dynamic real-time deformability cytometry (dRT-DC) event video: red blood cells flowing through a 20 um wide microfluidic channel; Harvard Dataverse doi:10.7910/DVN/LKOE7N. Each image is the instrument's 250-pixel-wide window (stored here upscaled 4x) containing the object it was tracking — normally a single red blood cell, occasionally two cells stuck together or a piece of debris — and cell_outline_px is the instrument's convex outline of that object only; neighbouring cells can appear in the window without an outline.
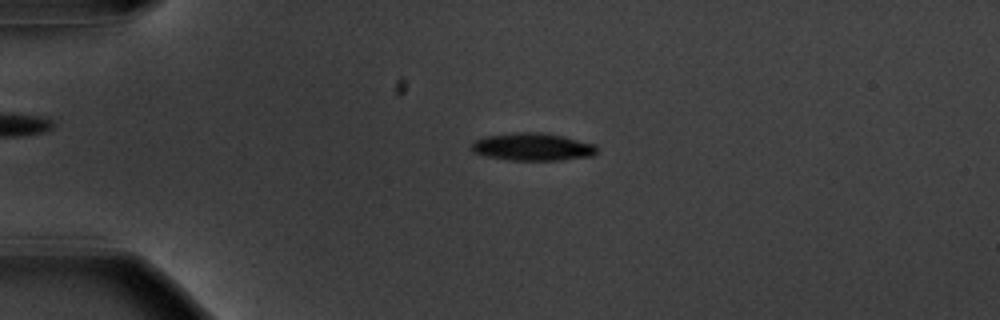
{"species": "common noctule bat (a hibernating species)", "species_latin": "Nyctalus noctula", "temperature_condition": "warm", "stored_images_in_passage": 56, "camera_frame_rate_fps": 3000, "um_per_image_px": 0.085, "animal": {"sex": "male", "body_mass_g": 20.1, "forearm_length_mm": 53.5}, "frame": {"image": 1, "passage_image": 14, "time_ms": 4.333, "image_size_px": [1000, 320], "cell_outline_px": [[596, 152], [592, 156], [560, 160], [508, 160], [488, 156], [472, 152], [468, 148], [476, 140], [484, 136], [512, 132], [540, 132], [564, 136], [596, 144]], "centroid_in_image_um": [45.24, 12.47], "position_along_channel_um": 39.8, "area_um2": 20.35}}
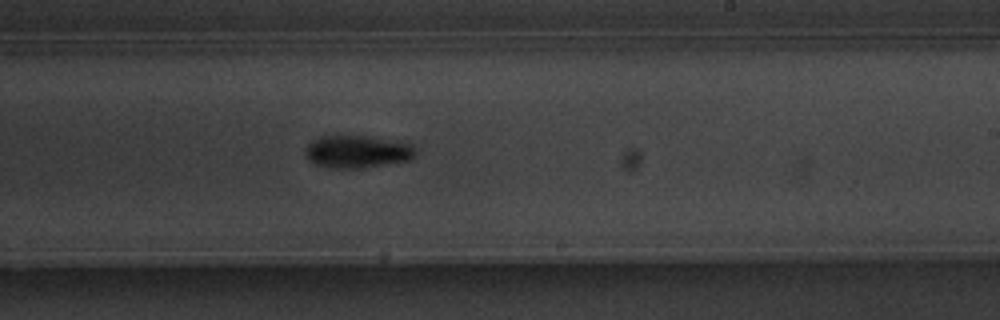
{"frame": {"image": 2, "passage_image": 35, "time_ms": 11.333, "image_size_px": [1000, 320], "cell_outline_px": [[416, 156], [412, 160], [364, 168], [324, 168], [312, 164], [308, 160], [304, 152], [308, 144], [312, 140], [320, 136], [368, 136], [412, 144], [416, 148]], "centroid_in_image_um": [30.36, 12.91], "position_along_channel_um": 258.6, "area_um2": 21.33}}
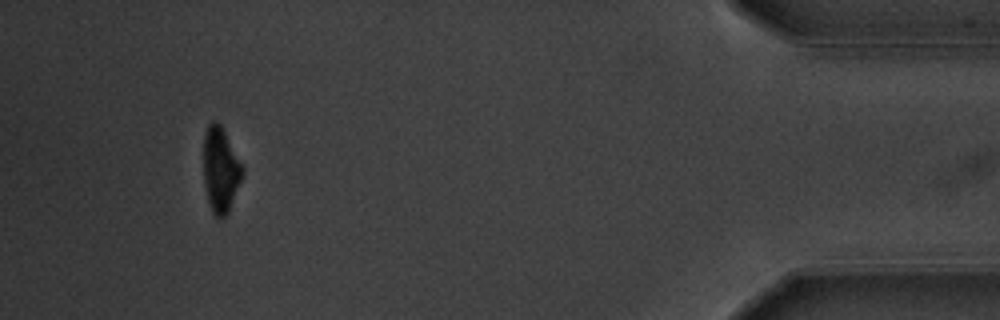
{"frame": {"image": 3, "passage_image": 53, "time_ms": 17.333, "image_size_px": [1000, 320], "cell_outline_px": [[244, 176], [228, 212], [224, 216], [216, 216], [212, 212], [208, 200], [204, 184], [204, 132], [208, 124], [212, 120], [216, 120], [220, 124], [244, 168]], "centroid_in_image_um": [18.75, 14.41], "position_along_channel_um": 416.4, "area_um2": 19.25}, "authors_computed_cell_mechanics": {"area_um2": 19.9988, "velocity_mm_per_s": 3.6422, "shape_relaxation_time_tau1_ms": 2.0778, "shape_relaxation_time_tau2_ms": null, "deformation_change_tau1": 0.1496, "deformation_change_tau2": null}}